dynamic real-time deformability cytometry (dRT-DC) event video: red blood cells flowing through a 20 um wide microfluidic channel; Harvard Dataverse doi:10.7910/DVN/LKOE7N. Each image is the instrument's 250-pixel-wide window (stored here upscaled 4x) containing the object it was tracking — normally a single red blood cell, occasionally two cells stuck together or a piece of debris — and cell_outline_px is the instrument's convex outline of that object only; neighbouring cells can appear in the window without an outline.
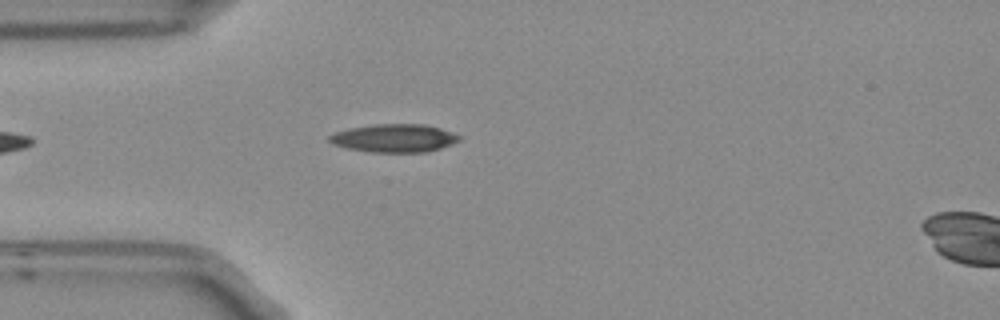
{"species": "Egyptian fruit bat (a non-hibernating species)", "species_latin": "Rousettus aegyptiacus", "temperature_condition": "room temperature", "stored_images_in_passage": 2, "segment_of_instrument_passage": [1, 2], "camera_frame_rate_fps": 3000, "um_per_image_px": 0.085, "frame": {"image": 1, "passage_image": 1, "time_ms": 0.0, "image_size_px": [1000, 320], "cell_outline_px": [[460, 140], [452, 144], [440, 148], [424, 152], [372, 152], [348, 148], [332, 144], [328, 140], [328, 136], [336, 132], [352, 128], [376, 124], [424, 124], [440, 128], [452, 132], [460, 136]], "centroid_in_image_um": [33.52, 11.74], "position_along_channel_um": 51.5, "area_um2": 21.1}}